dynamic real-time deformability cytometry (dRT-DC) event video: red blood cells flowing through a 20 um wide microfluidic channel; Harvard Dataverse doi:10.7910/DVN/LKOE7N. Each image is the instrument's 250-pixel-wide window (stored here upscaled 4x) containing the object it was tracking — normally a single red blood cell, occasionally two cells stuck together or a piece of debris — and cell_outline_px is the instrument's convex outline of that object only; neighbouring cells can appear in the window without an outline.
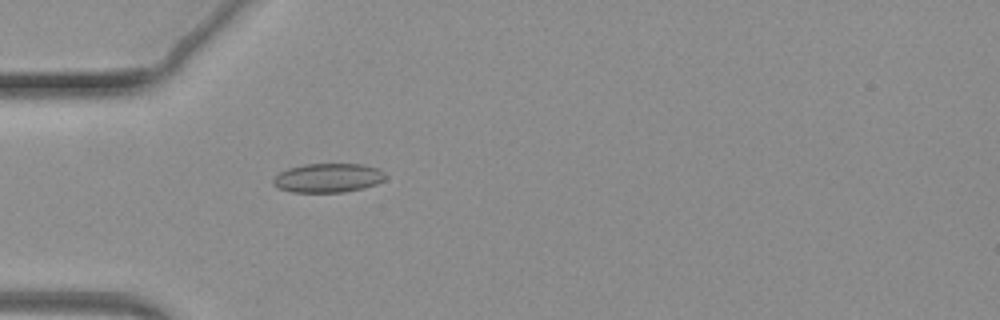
{"species": "common noctule bat (a hibernating species)", "species_latin": "Nyctalus noctula", "temperature_condition": "warm", "stored_images_in_passage": 60, "camera_frame_rate_fps": 3000, "um_per_image_px": 0.085, "animal": {"sex": "female", "body_mass_g": 19.3, "forearm_length_mm": 54.1}, "frame": {"image": 1, "passage_image": 12, "time_ms": 3.667, "image_size_px": [1000, 320], "cell_outline_px": [[388, 176], [384, 180], [376, 184], [344, 192], [292, 192], [280, 188], [272, 184], [272, 180], [280, 172], [288, 168], [304, 164], [364, 164], [376, 168], [384, 172]], "centroid_in_image_um": [27.89, 15.11], "position_along_channel_um": 57.1, "area_um2": 18.96}}
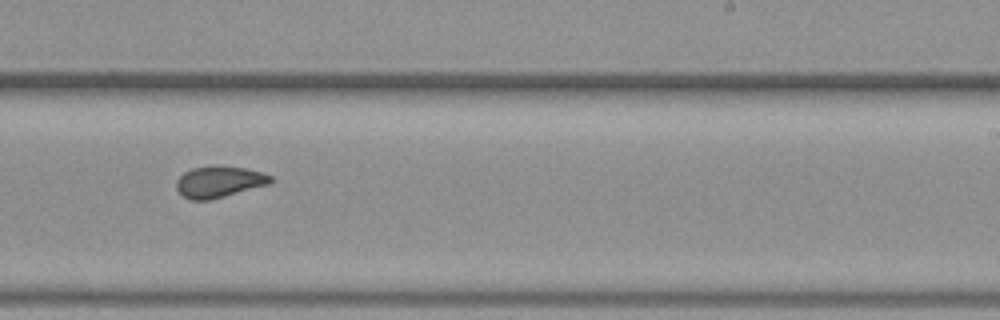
{"frame": {"image": 2, "passage_image": 34, "time_ms": 11.0, "image_size_px": [1000, 320], "cell_outline_px": [[272, 180], [268, 184], [212, 200], [192, 200], [184, 196], [176, 188], [176, 180], [184, 172], [192, 168], [212, 164], [244, 168], [260, 172], [272, 176]], "centroid_in_image_um": [18.59, 15.44], "position_along_channel_um": 270.4, "area_um2": 17.28}}
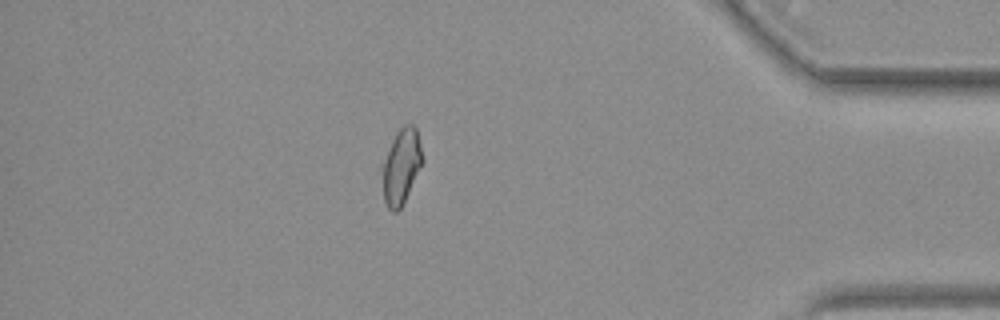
{"frame": {"image": 3, "passage_image": 51, "time_ms": 16.667, "image_size_px": [1000, 320], "cell_outline_px": [[424, 160], [400, 208], [396, 212], [392, 212], [388, 208], [384, 200], [376, 168], [396, 132], [404, 124], [412, 124], [416, 128]], "centroid_in_image_um": [34.0, 14.13], "position_along_channel_um": 401.2, "area_um2": 18.5}}